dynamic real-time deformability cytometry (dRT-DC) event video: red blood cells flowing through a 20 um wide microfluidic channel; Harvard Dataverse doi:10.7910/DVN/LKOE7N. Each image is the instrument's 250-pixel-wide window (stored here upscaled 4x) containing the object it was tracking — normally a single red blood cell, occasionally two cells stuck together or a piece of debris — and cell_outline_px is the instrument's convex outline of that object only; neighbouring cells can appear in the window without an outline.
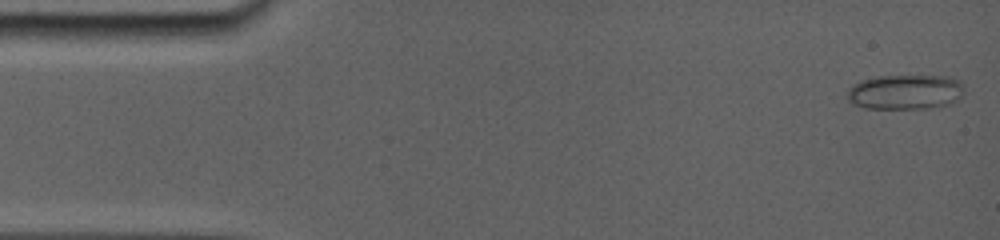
{"species": "common noctule bat (a hibernating species)", "species_latin": "Nyctalus noctula", "temperature_condition": "room temperature", "stored_images_in_passage": 37, "camera_frame_rate_fps": 5000, "um_per_image_px": 0.085, "animal": {"sex": "female", "body_mass_g": 19.0, "forearm_length_mm": 56.7}, "frame": {"image": 1, "passage_image": 1, "time_ms": 0.0, "image_size_px": [1000, 240], "cell_outline_px": [[964, 92], [960, 96], [948, 104], [924, 108], [864, 108], [848, 100], [844, 92], [852, 84], [860, 80], [880, 76], [948, 76], [960, 80], [964, 84]], "centroid_in_image_um": [76.91, 7.8], "position_along_channel_um": 8.1, "area_um2": 23.81}}
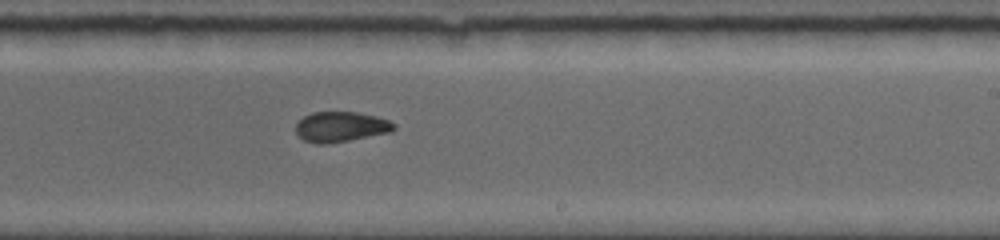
{"frame": {"image": 2, "passage_image": 22, "time_ms": 9.6, "image_size_px": [1000, 240], "cell_outline_px": [[396, 128], [392, 132], [348, 140], [324, 144], [316, 144], [304, 140], [296, 132], [296, 124], [304, 116], [312, 112], [356, 112], [376, 116], [388, 120], [396, 124]], "centroid_in_image_um": [28.99, 10.77], "position_along_channel_um": 260.0, "area_um2": 17.22}}
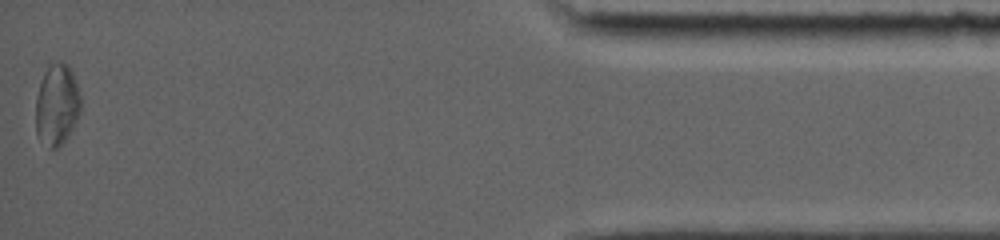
{"frame": {"image": 3, "passage_image": 37, "time_ms": 15.8, "image_size_px": [1000, 240], "cell_outline_px": [[80, 112], [68, 136], [56, 148], [48, 148], [36, 136], [36, 96], [44, 72], [48, 64], [60, 60], [68, 64], [72, 72], [80, 96]], "centroid_in_image_um": [4.81, 8.88], "position_along_channel_um": 430.4, "area_um2": 21.33}, "authors_computed_cell_mechanics": {"area_um2": 17.629, "velocity_mm_per_s": 3.8379, "shape_relaxation_time_tau1_ms": null, "shape_relaxation_time_tau2_ms": 1.0226, "deformation_change_tau1": null, "deformation_change_tau2": 0.043}}